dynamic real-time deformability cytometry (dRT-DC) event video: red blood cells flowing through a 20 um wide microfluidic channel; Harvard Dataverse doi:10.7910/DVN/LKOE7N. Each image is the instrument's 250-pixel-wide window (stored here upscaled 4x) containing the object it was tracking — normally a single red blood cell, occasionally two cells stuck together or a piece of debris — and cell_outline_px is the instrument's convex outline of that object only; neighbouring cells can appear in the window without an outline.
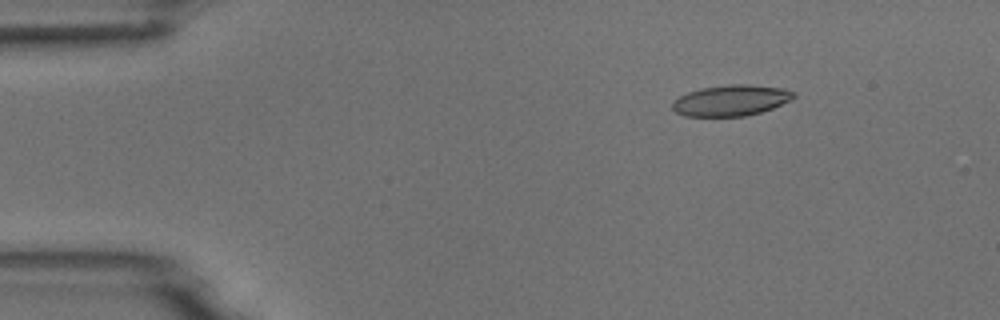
{"species": "common noctule bat (a hibernating species)", "species_latin": "Nyctalus noctula", "temperature_condition": "room temperature", "stored_images_in_passage": 4, "camera_frame_rate_fps": 3000, "um_per_image_px": 0.085, "animal": {"sex": "male", "body_mass_g": 18.8}, "frame": {"image": 1, "passage_image": 2, "time_ms": 1.0, "image_size_px": [1000, 320], "cell_outline_px": [[796, 96], [772, 108], [760, 112], [744, 116], [684, 116], [676, 112], [672, 108], [672, 100], [688, 92], [700, 88], [728, 84], [748, 84], [784, 88], [796, 92]], "centroid_in_image_um": [62.11, 8.52], "position_along_channel_um": 22.9, "area_um2": 21.85}}